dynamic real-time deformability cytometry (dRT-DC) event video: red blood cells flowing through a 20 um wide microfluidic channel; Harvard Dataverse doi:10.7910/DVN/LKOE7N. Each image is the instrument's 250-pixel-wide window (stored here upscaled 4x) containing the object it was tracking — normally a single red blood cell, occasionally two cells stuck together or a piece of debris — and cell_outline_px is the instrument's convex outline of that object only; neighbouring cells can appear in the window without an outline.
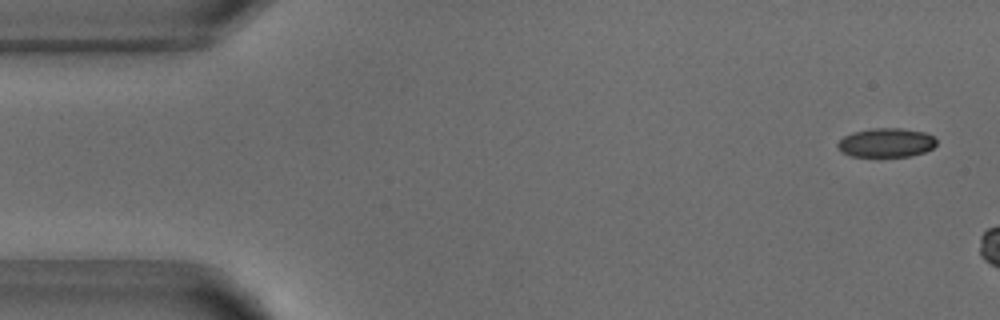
{"species": "common noctule bat (a hibernating species)", "species_latin": "Nyctalus noctula", "temperature_condition": "warm", "stored_images_in_passage": 8, "camera_frame_rate_fps": 3000, "um_per_image_px": 0.085, "animal": {"sex": "male", "body_mass_g": 18.8}, "frame": {"image": 1, "passage_image": 2, "time_ms": 0.333, "image_size_px": [1000, 320], "cell_outline_px": [[936, 144], [932, 148], [924, 152], [912, 156], [880, 160], [852, 156], [840, 152], [836, 144], [844, 136], [852, 132], [872, 128], [900, 128], [924, 132], [932, 136], [936, 140]], "centroid_in_image_um": [75.28, 12.19], "position_along_channel_um": 9.7, "area_um2": 17.57}}